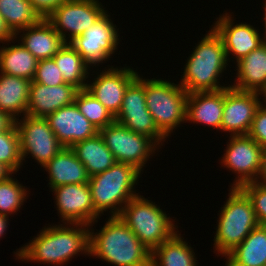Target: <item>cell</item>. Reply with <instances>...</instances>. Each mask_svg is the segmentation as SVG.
Returning a JSON list of instances; mask_svg holds the SVG:
<instances>
[{"label":"cell","instance_id":"obj_1","mask_svg":"<svg viewBox=\"0 0 266 266\" xmlns=\"http://www.w3.org/2000/svg\"><path fill=\"white\" fill-rule=\"evenodd\" d=\"M62 225H50L47 228L45 226L39 232L40 234H37V237L16 251L17 259L34 263L38 261L43 264L64 265L80 252L88 255L90 226L81 223Z\"/></svg>","mask_w":266,"mask_h":266},{"label":"cell","instance_id":"obj_2","mask_svg":"<svg viewBox=\"0 0 266 266\" xmlns=\"http://www.w3.org/2000/svg\"><path fill=\"white\" fill-rule=\"evenodd\" d=\"M89 255L115 266H151V251L119 216H110L98 233L90 231Z\"/></svg>","mask_w":266,"mask_h":266},{"label":"cell","instance_id":"obj_3","mask_svg":"<svg viewBox=\"0 0 266 266\" xmlns=\"http://www.w3.org/2000/svg\"><path fill=\"white\" fill-rule=\"evenodd\" d=\"M227 63L222 39L212 28L189 56L180 85L188 93L218 91L227 88L221 86L218 81Z\"/></svg>","mask_w":266,"mask_h":266},{"label":"cell","instance_id":"obj_4","mask_svg":"<svg viewBox=\"0 0 266 266\" xmlns=\"http://www.w3.org/2000/svg\"><path fill=\"white\" fill-rule=\"evenodd\" d=\"M140 174L135 166L116 162L109 169L90 177L88 184L95 211L101 215L110 209L111 216H119L123 207L138 196L133 190Z\"/></svg>","mask_w":266,"mask_h":266},{"label":"cell","instance_id":"obj_5","mask_svg":"<svg viewBox=\"0 0 266 266\" xmlns=\"http://www.w3.org/2000/svg\"><path fill=\"white\" fill-rule=\"evenodd\" d=\"M232 188V189H231ZM228 199L221 208L214 247L225 257L259 225L253 205L239 187H231Z\"/></svg>","mask_w":266,"mask_h":266},{"label":"cell","instance_id":"obj_6","mask_svg":"<svg viewBox=\"0 0 266 266\" xmlns=\"http://www.w3.org/2000/svg\"><path fill=\"white\" fill-rule=\"evenodd\" d=\"M119 217L151 252L179 232L160 207L141 195L132 198Z\"/></svg>","mask_w":266,"mask_h":266},{"label":"cell","instance_id":"obj_7","mask_svg":"<svg viewBox=\"0 0 266 266\" xmlns=\"http://www.w3.org/2000/svg\"><path fill=\"white\" fill-rule=\"evenodd\" d=\"M188 92L180 85L161 79H145L146 105L158 130L167 138L186 122Z\"/></svg>","mask_w":266,"mask_h":266},{"label":"cell","instance_id":"obj_8","mask_svg":"<svg viewBox=\"0 0 266 266\" xmlns=\"http://www.w3.org/2000/svg\"><path fill=\"white\" fill-rule=\"evenodd\" d=\"M116 162L127 163L142 171L145 162L158 149V144L150 137L135 133L114 121L99 131Z\"/></svg>","mask_w":266,"mask_h":266},{"label":"cell","instance_id":"obj_9","mask_svg":"<svg viewBox=\"0 0 266 266\" xmlns=\"http://www.w3.org/2000/svg\"><path fill=\"white\" fill-rule=\"evenodd\" d=\"M21 119L18 118L15 125L19 134L22 162L28 154H31L43 167L61 151L63 146L46 118L25 115Z\"/></svg>","mask_w":266,"mask_h":266},{"label":"cell","instance_id":"obj_10","mask_svg":"<svg viewBox=\"0 0 266 266\" xmlns=\"http://www.w3.org/2000/svg\"><path fill=\"white\" fill-rule=\"evenodd\" d=\"M115 121L135 133L152 138L159 146L165 136L158 130L145 100V79L138 75L127 87Z\"/></svg>","mask_w":266,"mask_h":266},{"label":"cell","instance_id":"obj_11","mask_svg":"<svg viewBox=\"0 0 266 266\" xmlns=\"http://www.w3.org/2000/svg\"><path fill=\"white\" fill-rule=\"evenodd\" d=\"M100 3L98 0H68L58 6L46 20L68 43L86 31L106 12ZM68 31L69 37L66 38Z\"/></svg>","mask_w":266,"mask_h":266},{"label":"cell","instance_id":"obj_12","mask_svg":"<svg viewBox=\"0 0 266 266\" xmlns=\"http://www.w3.org/2000/svg\"><path fill=\"white\" fill-rule=\"evenodd\" d=\"M109 17L106 11L92 26L69 42L89 66L103 63L117 49L118 30Z\"/></svg>","mask_w":266,"mask_h":266},{"label":"cell","instance_id":"obj_13","mask_svg":"<svg viewBox=\"0 0 266 266\" xmlns=\"http://www.w3.org/2000/svg\"><path fill=\"white\" fill-rule=\"evenodd\" d=\"M221 163L238 176L232 187L257 182L263 148L248 135L231 136Z\"/></svg>","mask_w":266,"mask_h":266},{"label":"cell","instance_id":"obj_14","mask_svg":"<svg viewBox=\"0 0 266 266\" xmlns=\"http://www.w3.org/2000/svg\"><path fill=\"white\" fill-rule=\"evenodd\" d=\"M259 95L237 90L231 85L224 88L221 130L231 132V136L248 135L255 113L262 104Z\"/></svg>","mask_w":266,"mask_h":266},{"label":"cell","instance_id":"obj_15","mask_svg":"<svg viewBox=\"0 0 266 266\" xmlns=\"http://www.w3.org/2000/svg\"><path fill=\"white\" fill-rule=\"evenodd\" d=\"M54 191V192H53ZM63 223L92 226L99 214L95 211L88 183L68 184L52 189ZM65 221V222H64Z\"/></svg>","mask_w":266,"mask_h":266},{"label":"cell","instance_id":"obj_16","mask_svg":"<svg viewBox=\"0 0 266 266\" xmlns=\"http://www.w3.org/2000/svg\"><path fill=\"white\" fill-rule=\"evenodd\" d=\"M107 70V71H106ZM102 71L86 90L99 100L115 117L121 109L128 85L138 76L130 67L109 68Z\"/></svg>","mask_w":266,"mask_h":266},{"label":"cell","instance_id":"obj_17","mask_svg":"<svg viewBox=\"0 0 266 266\" xmlns=\"http://www.w3.org/2000/svg\"><path fill=\"white\" fill-rule=\"evenodd\" d=\"M46 119L63 147L71 148L74 144L99 133V130L80 112L75 102L56 110Z\"/></svg>","mask_w":266,"mask_h":266},{"label":"cell","instance_id":"obj_18","mask_svg":"<svg viewBox=\"0 0 266 266\" xmlns=\"http://www.w3.org/2000/svg\"><path fill=\"white\" fill-rule=\"evenodd\" d=\"M232 15L223 14L212 27L222 39L224 44L227 61L229 60L230 52L235 56L236 62L247 56L251 51L258 48L266 41L260 38L259 31L247 23H239L234 25Z\"/></svg>","mask_w":266,"mask_h":266},{"label":"cell","instance_id":"obj_19","mask_svg":"<svg viewBox=\"0 0 266 266\" xmlns=\"http://www.w3.org/2000/svg\"><path fill=\"white\" fill-rule=\"evenodd\" d=\"M78 91L77 87L69 83L47 86L31 81L27 115L46 118L56 110L74 103Z\"/></svg>","mask_w":266,"mask_h":266},{"label":"cell","instance_id":"obj_20","mask_svg":"<svg viewBox=\"0 0 266 266\" xmlns=\"http://www.w3.org/2000/svg\"><path fill=\"white\" fill-rule=\"evenodd\" d=\"M224 109V89L188 93L186 121L200 123L221 130Z\"/></svg>","mask_w":266,"mask_h":266},{"label":"cell","instance_id":"obj_21","mask_svg":"<svg viewBox=\"0 0 266 266\" xmlns=\"http://www.w3.org/2000/svg\"><path fill=\"white\" fill-rule=\"evenodd\" d=\"M21 34V44L29 50L37 60L52 58L64 45L65 41L53 26L44 18L35 25L29 26L15 34Z\"/></svg>","mask_w":266,"mask_h":266},{"label":"cell","instance_id":"obj_22","mask_svg":"<svg viewBox=\"0 0 266 266\" xmlns=\"http://www.w3.org/2000/svg\"><path fill=\"white\" fill-rule=\"evenodd\" d=\"M43 168L48 171L51 190L62 185L89 182L85 166L71 148L63 147Z\"/></svg>","mask_w":266,"mask_h":266},{"label":"cell","instance_id":"obj_23","mask_svg":"<svg viewBox=\"0 0 266 266\" xmlns=\"http://www.w3.org/2000/svg\"><path fill=\"white\" fill-rule=\"evenodd\" d=\"M236 63L233 88L259 94L266 91V41Z\"/></svg>","mask_w":266,"mask_h":266},{"label":"cell","instance_id":"obj_24","mask_svg":"<svg viewBox=\"0 0 266 266\" xmlns=\"http://www.w3.org/2000/svg\"><path fill=\"white\" fill-rule=\"evenodd\" d=\"M0 110L15 121L27 115L30 80L0 73Z\"/></svg>","mask_w":266,"mask_h":266},{"label":"cell","instance_id":"obj_25","mask_svg":"<svg viewBox=\"0 0 266 266\" xmlns=\"http://www.w3.org/2000/svg\"><path fill=\"white\" fill-rule=\"evenodd\" d=\"M226 258V266H266V226L255 227Z\"/></svg>","mask_w":266,"mask_h":266},{"label":"cell","instance_id":"obj_26","mask_svg":"<svg viewBox=\"0 0 266 266\" xmlns=\"http://www.w3.org/2000/svg\"><path fill=\"white\" fill-rule=\"evenodd\" d=\"M71 149L85 166L89 177L102 173L116 163L100 133L74 144Z\"/></svg>","mask_w":266,"mask_h":266},{"label":"cell","instance_id":"obj_27","mask_svg":"<svg viewBox=\"0 0 266 266\" xmlns=\"http://www.w3.org/2000/svg\"><path fill=\"white\" fill-rule=\"evenodd\" d=\"M180 235L176 232L151 252V266H197L195 253Z\"/></svg>","mask_w":266,"mask_h":266},{"label":"cell","instance_id":"obj_28","mask_svg":"<svg viewBox=\"0 0 266 266\" xmlns=\"http://www.w3.org/2000/svg\"><path fill=\"white\" fill-rule=\"evenodd\" d=\"M38 60L21 43L0 49V73L33 80Z\"/></svg>","mask_w":266,"mask_h":266},{"label":"cell","instance_id":"obj_29","mask_svg":"<svg viewBox=\"0 0 266 266\" xmlns=\"http://www.w3.org/2000/svg\"><path fill=\"white\" fill-rule=\"evenodd\" d=\"M58 66L65 83L85 89L88 69L90 66L83 60L82 56L69 44L65 45L52 57Z\"/></svg>","mask_w":266,"mask_h":266},{"label":"cell","instance_id":"obj_30","mask_svg":"<svg viewBox=\"0 0 266 266\" xmlns=\"http://www.w3.org/2000/svg\"><path fill=\"white\" fill-rule=\"evenodd\" d=\"M0 14L14 35L42 19L29 0H0Z\"/></svg>","mask_w":266,"mask_h":266},{"label":"cell","instance_id":"obj_31","mask_svg":"<svg viewBox=\"0 0 266 266\" xmlns=\"http://www.w3.org/2000/svg\"><path fill=\"white\" fill-rule=\"evenodd\" d=\"M80 112L99 131L115 121L112 113L86 89H81L75 96Z\"/></svg>","mask_w":266,"mask_h":266},{"label":"cell","instance_id":"obj_32","mask_svg":"<svg viewBox=\"0 0 266 266\" xmlns=\"http://www.w3.org/2000/svg\"><path fill=\"white\" fill-rule=\"evenodd\" d=\"M27 189L11 176L0 181V214L16 213L26 199Z\"/></svg>","mask_w":266,"mask_h":266},{"label":"cell","instance_id":"obj_33","mask_svg":"<svg viewBox=\"0 0 266 266\" xmlns=\"http://www.w3.org/2000/svg\"><path fill=\"white\" fill-rule=\"evenodd\" d=\"M0 163L6 165L13 173L19 171L23 164L15 123L8 130L0 132Z\"/></svg>","mask_w":266,"mask_h":266},{"label":"cell","instance_id":"obj_34","mask_svg":"<svg viewBox=\"0 0 266 266\" xmlns=\"http://www.w3.org/2000/svg\"><path fill=\"white\" fill-rule=\"evenodd\" d=\"M252 202L259 225L266 226V184L249 182L240 187Z\"/></svg>","mask_w":266,"mask_h":266},{"label":"cell","instance_id":"obj_35","mask_svg":"<svg viewBox=\"0 0 266 266\" xmlns=\"http://www.w3.org/2000/svg\"><path fill=\"white\" fill-rule=\"evenodd\" d=\"M32 81L47 86H57L65 83L53 58L38 60L35 76Z\"/></svg>","mask_w":266,"mask_h":266},{"label":"cell","instance_id":"obj_36","mask_svg":"<svg viewBox=\"0 0 266 266\" xmlns=\"http://www.w3.org/2000/svg\"><path fill=\"white\" fill-rule=\"evenodd\" d=\"M248 136L266 148V108L260 105L255 113Z\"/></svg>","mask_w":266,"mask_h":266},{"label":"cell","instance_id":"obj_37","mask_svg":"<svg viewBox=\"0 0 266 266\" xmlns=\"http://www.w3.org/2000/svg\"><path fill=\"white\" fill-rule=\"evenodd\" d=\"M41 18L46 19L58 6L68 0H29Z\"/></svg>","mask_w":266,"mask_h":266},{"label":"cell","instance_id":"obj_38","mask_svg":"<svg viewBox=\"0 0 266 266\" xmlns=\"http://www.w3.org/2000/svg\"><path fill=\"white\" fill-rule=\"evenodd\" d=\"M14 39H15V35L9 30V28L7 27L4 21V18L0 14V42L4 43V42L12 41L13 43Z\"/></svg>","mask_w":266,"mask_h":266},{"label":"cell","instance_id":"obj_39","mask_svg":"<svg viewBox=\"0 0 266 266\" xmlns=\"http://www.w3.org/2000/svg\"><path fill=\"white\" fill-rule=\"evenodd\" d=\"M14 123L13 118L0 110V132L8 130Z\"/></svg>","mask_w":266,"mask_h":266},{"label":"cell","instance_id":"obj_40","mask_svg":"<svg viewBox=\"0 0 266 266\" xmlns=\"http://www.w3.org/2000/svg\"><path fill=\"white\" fill-rule=\"evenodd\" d=\"M258 175L259 176L257 177V182L261 184H266V148H263L261 166Z\"/></svg>","mask_w":266,"mask_h":266},{"label":"cell","instance_id":"obj_41","mask_svg":"<svg viewBox=\"0 0 266 266\" xmlns=\"http://www.w3.org/2000/svg\"><path fill=\"white\" fill-rule=\"evenodd\" d=\"M13 172L4 164L0 163V181L12 176Z\"/></svg>","mask_w":266,"mask_h":266},{"label":"cell","instance_id":"obj_42","mask_svg":"<svg viewBox=\"0 0 266 266\" xmlns=\"http://www.w3.org/2000/svg\"><path fill=\"white\" fill-rule=\"evenodd\" d=\"M9 216L0 214V237L4 235L6 229H7V223H8Z\"/></svg>","mask_w":266,"mask_h":266},{"label":"cell","instance_id":"obj_43","mask_svg":"<svg viewBox=\"0 0 266 266\" xmlns=\"http://www.w3.org/2000/svg\"><path fill=\"white\" fill-rule=\"evenodd\" d=\"M263 5L265 7V9H264L265 10V13H264V22H265L264 23L265 24L264 27H265V29L264 30H265V35H266V1H265V3Z\"/></svg>","mask_w":266,"mask_h":266},{"label":"cell","instance_id":"obj_44","mask_svg":"<svg viewBox=\"0 0 266 266\" xmlns=\"http://www.w3.org/2000/svg\"><path fill=\"white\" fill-rule=\"evenodd\" d=\"M260 95H263V96L265 97V98H263V99H265V100H264L265 105L262 104V106H263L264 108H266V91H263Z\"/></svg>","mask_w":266,"mask_h":266}]
</instances>
